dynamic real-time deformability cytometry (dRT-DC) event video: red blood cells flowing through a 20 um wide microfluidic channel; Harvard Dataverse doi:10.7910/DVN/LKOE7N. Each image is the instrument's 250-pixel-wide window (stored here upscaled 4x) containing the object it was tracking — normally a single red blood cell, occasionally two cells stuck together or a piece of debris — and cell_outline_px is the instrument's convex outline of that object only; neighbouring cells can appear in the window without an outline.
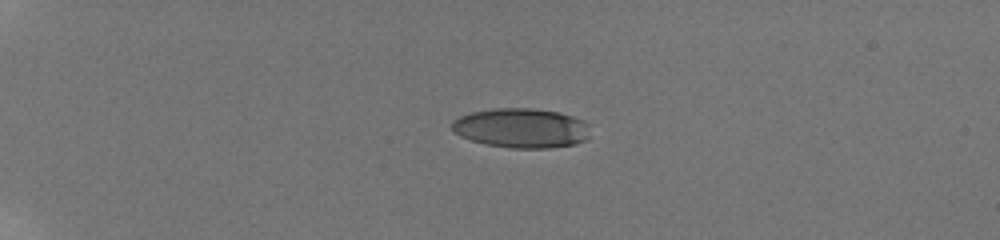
{"species": "human", "species_latin": "Homo sapiens", "temperature_condition": "room temperature", "stored_images_in_passage": 51, "camera_frame_rate_fps": 3000, "um_per_image_px": 0.085, "donor": {"sex": "male"}, "frame": {"image": 1, "passage_image": 1, "time_ms": 0.0, "image_size_px": [1000, 240], "cell_outline_px": [[588, 140], [576, 144], [548, 148], [512, 148], [484, 144], [460, 136], [452, 132], [452, 120], [460, 116], [472, 112], [496, 108], [532, 108], [560, 112], [584, 120], [588, 124]], "centroid_in_image_um": [44.32, 10.89], "position_along_channel_um": 40.7, "area_um2": 32.14}}
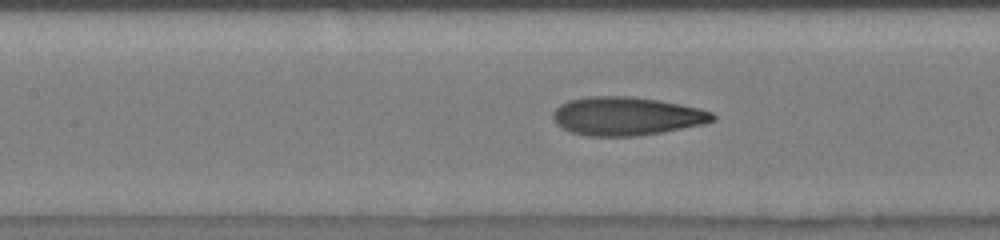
{"frame": {"image": 2, "passage_image": 19, "time_ms": 5.0, "image_size_px": [1000, 240], "cell_outline_px": [[716, 120], [704, 124], [664, 132], [636, 136], [588, 136], [572, 132], [556, 124], [552, 120], [552, 112], [560, 104], [568, 100], [588, 96], [632, 96], [660, 100], [700, 108], [712, 112], [716, 116]], "centroid_in_image_um": [53.26, 9.87], "position_along_channel_um": 154.1, "area_um2": 36.13}}
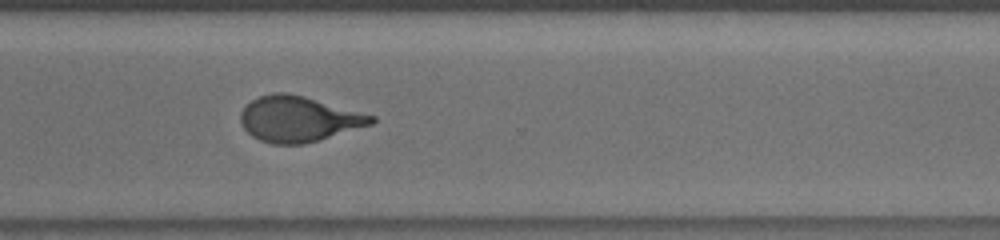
{"frame": {"image": 3, "passage_image": 38, "time_ms": 10.0, "image_size_px": [1000, 240], "cell_outline_px": [[376, 120], [372, 124], [304, 144], [272, 144], [260, 140], [252, 136], [244, 128], [240, 120], [240, 112], [252, 100], [260, 96], [272, 92], [288, 92], [304, 96], [376, 116]], "centroid_in_image_um": [25.37, 10.11], "position_along_channel_um": 345.2, "area_um2": 34.51}, "authors_computed_cell_mechanics": {"area_um2": 34.9112, "velocity_mm_per_s": 3.8324, "shape_relaxation_time_tau1_ms": 5.4329, "shape_relaxation_time_tau2_ms": 1.13, "deformation_change_tau1": 0.2194, "deformation_change_tau2": 0.0939}}